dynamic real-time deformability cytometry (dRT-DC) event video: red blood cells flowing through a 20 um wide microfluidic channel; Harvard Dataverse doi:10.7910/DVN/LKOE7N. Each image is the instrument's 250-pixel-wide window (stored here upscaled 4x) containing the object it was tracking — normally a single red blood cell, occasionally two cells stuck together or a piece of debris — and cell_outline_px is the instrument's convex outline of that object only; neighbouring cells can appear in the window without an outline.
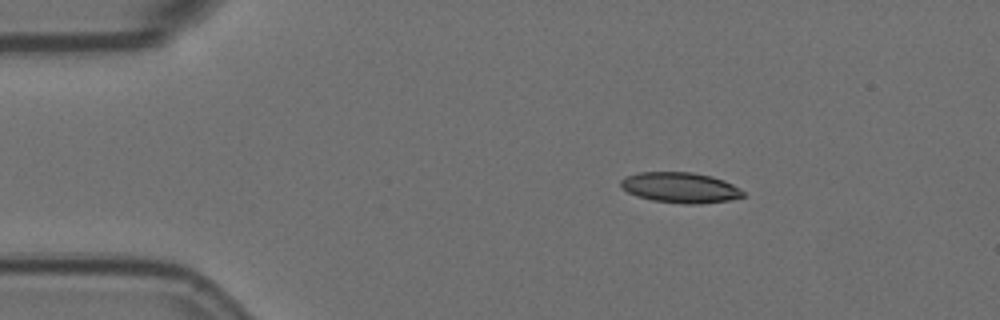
{"species": "Egyptian fruit bat (a non-hibernating species)", "species_latin": "Rousettus aegyptiacus", "temperature_condition": "room temperature", "stored_images_in_passage": 3, "camera_frame_rate_fps": 3000, "um_per_image_px": 0.085, "animal": {"sex": "female"}, "frame": {"image": 1, "passage_image": 1, "time_ms": 0.0, "image_size_px": [1000, 320], "cell_outline_px": [[744, 196], [728, 200], [696, 204], [684, 204], [652, 200], [636, 196], [628, 192], [620, 184], [620, 180], [624, 176], [640, 172], [692, 172], [712, 176], [724, 180], [732, 184], [744, 192]], "centroid_in_image_um": [57.8, 15.94], "position_along_channel_um": 27.2, "area_um2": 21.68}}